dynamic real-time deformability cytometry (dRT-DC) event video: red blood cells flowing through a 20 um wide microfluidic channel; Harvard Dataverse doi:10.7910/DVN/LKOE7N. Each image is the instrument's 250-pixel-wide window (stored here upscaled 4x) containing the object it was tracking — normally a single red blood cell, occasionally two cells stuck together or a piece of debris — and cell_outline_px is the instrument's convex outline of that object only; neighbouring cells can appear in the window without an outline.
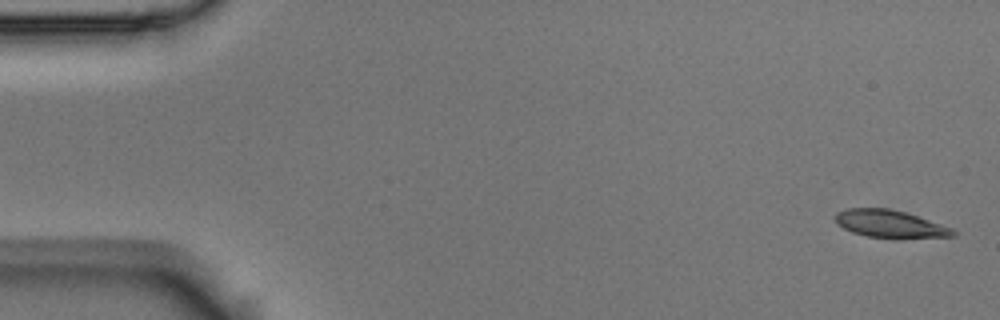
{"species": "Egyptian fruit bat (a non-hibernating species)", "species_latin": "Rousettus aegyptiacus", "temperature_condition": "room temperature", "stored_images_in_passage": 6, "segment_of_instrument_passage": [1, 2], "camera_frame_rate_fps": 3000, "um_per_image_px": 0.085, "animal": {"sex": "male"}, "frame": {"image": 1, "passage_image": 1, "time_ms": 0.0, "image_size_px": [1000, 320], "cell_outline_px": [[956, 236], [896, 240], [868, 236], [852, 232], [836, 224], [836, 212], [848, 208], [888, 208], [904, 212], [952, 228], [956, 232]], "centroid_in_image_um": [75.67, 19.07], "position_along_channel_um": 9.3, "area_um2": 19.19}}
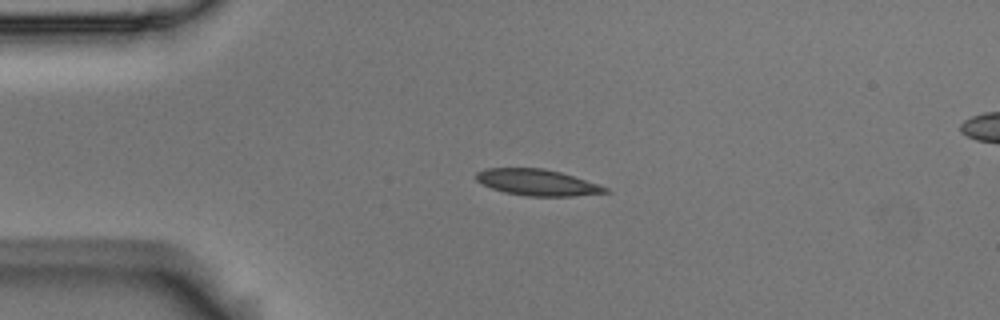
{"frame": {"image": 2, "passage_image": 4, "time_ms": 1.0, "image_size_px": [1000, 320], "cell_outline_px": [[612, 192], [572, 196], [524, 196], [504, 192], [492, 188], [476, 180], [476, 172], [488, 168], [544, 168], [560, 172], [608, 188]], "centroid_in_image_um": [45.65, 15.51], "position_along_channel_um": 39.3, "area_um2": 19.54}}